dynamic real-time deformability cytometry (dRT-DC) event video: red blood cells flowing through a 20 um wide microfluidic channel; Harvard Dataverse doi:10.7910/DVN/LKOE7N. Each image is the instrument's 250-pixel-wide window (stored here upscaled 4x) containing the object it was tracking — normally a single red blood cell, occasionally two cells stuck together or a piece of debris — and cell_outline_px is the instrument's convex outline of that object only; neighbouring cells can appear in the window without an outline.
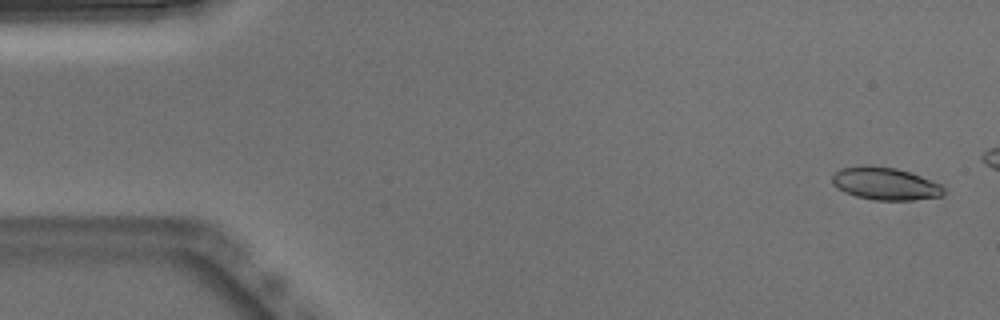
{"species": "Egyptian fruit bat (a non-hibernating species)", "species_latin": "Rousettus aegyptiacus", "temperature_condition": "warm", "stored_images_in_passage": 11, "camera_frame_rate_fps": 3000, "um_per_image_px": 0.085, "animal": {"sex": "male"}, "frame": {"image": 1, "passage_image": 2, "time_ms": 0.333, "image_size_px": [1000, 320], "cell_outline_px": [[944, 192], [940, 196], [912, 200], [872, 200], [856, 196], [844, 192], [836, 188], [832, 184], [832, 176], [840, 168], [864, 164], [872, 164], [896, 168], [920, 176], [940, 184], [944, 188]], "centroid_in_image_um": [75.18, 15.59], "position_along_channel_um": 9.8, "area_um2": 21.33}}